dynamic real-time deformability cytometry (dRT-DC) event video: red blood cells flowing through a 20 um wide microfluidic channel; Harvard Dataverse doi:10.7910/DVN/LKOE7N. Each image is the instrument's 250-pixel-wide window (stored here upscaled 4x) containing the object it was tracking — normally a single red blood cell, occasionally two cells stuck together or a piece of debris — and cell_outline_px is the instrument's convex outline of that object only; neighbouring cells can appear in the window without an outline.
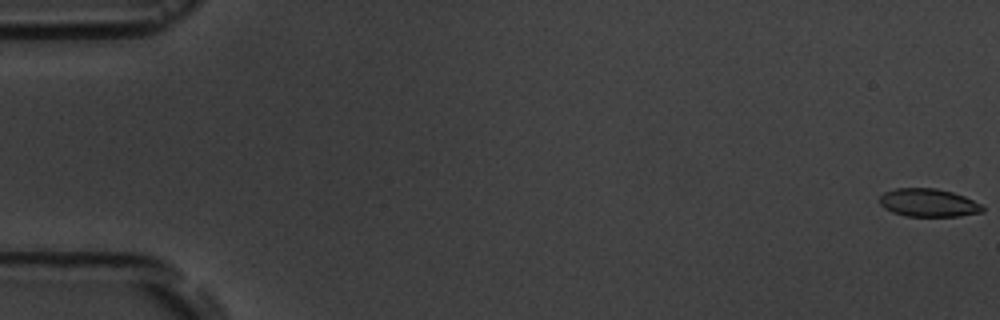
{"species": "common noctule bat (a hibernating species)", "species_latin": "Nyctalus noctula", "temperature_condition": "room temperature", "stored_images_in_passage": 5, "camera_frame_rate_fps": 3000, "um_per_image_px": 0.085, "animal": {"sex": "male", "body_mass_g": 19.5, "forearm_length_mm": 54.6}, "frame": {"image": 1, "passage_image": 1, "time_ms": 0.0, "image_size_px": [1000, 320], "cell_outline_px": [[984, 212], [960, 216], [908, 216], [892, 212], [884, 208], [880, 204], [880, 196], [884, 192], [896, 188], [936, 188], [952, 192], [964, 196], [980, 204], [984, 208]], "centroid_in_image_um": [78.91, 17.23], "position_along_channel_um": 6.1, "area_um2": 16.82}}
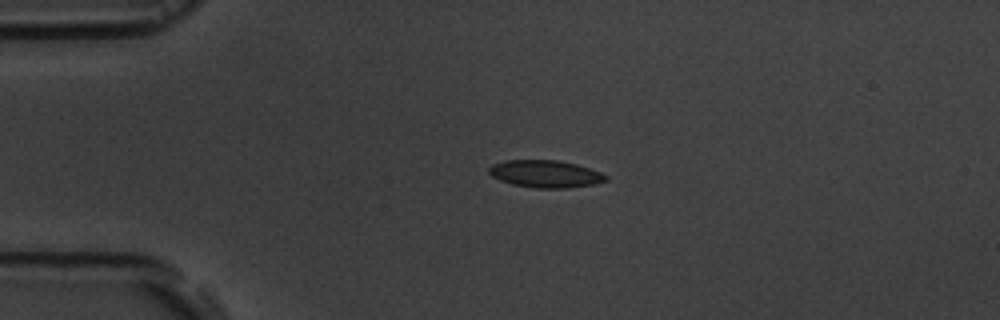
{"frame": {"image": 2, "passage_image": 4, "time_ms": 4.333, "image_size_px": [1000, 320], "cell_outline_px": [[608, 180], [596, 184], [568, 188], [536, 188], [512, 184], [500, 180], [492, 176], [488, 172], [488, 168], [492, 164], [504, 160], [556, 160], [576, 164], [600, 172], [608, 176]], "centroid_in_image_um": [46.36, 14.78], "position_along_channel_um": 38.6, "area_um2": 18.67}}